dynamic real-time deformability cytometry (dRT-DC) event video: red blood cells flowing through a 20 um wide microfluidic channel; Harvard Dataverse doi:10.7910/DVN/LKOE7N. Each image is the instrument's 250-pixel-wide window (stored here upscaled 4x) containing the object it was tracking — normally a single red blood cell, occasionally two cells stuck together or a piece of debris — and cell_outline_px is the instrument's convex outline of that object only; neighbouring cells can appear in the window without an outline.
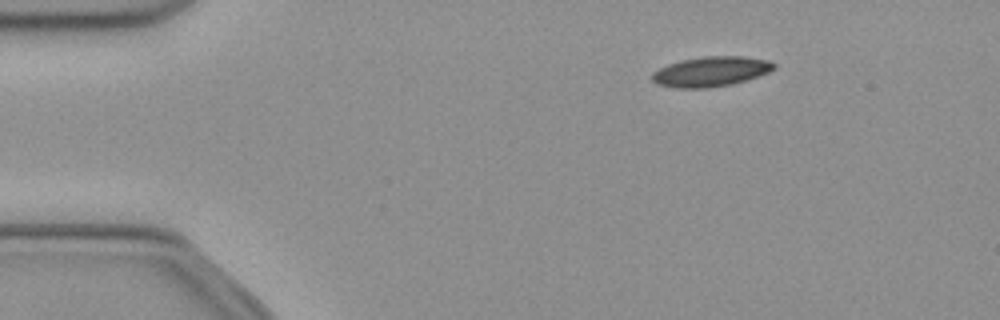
{"species": "common noctule bat (a hibernating species)", "species_latin": "Nyctalus noctula", "temperature_condition": "cold", "stored_images_in_passage": 45, "camera_frame_rate_fps": 3000, "um_per_image_px": 0.085, "animal": {"sex": "female", "body_mass_g": 21.9}, "frame": {"image": 1, "passage_image": 1, "time_ms": 0.0, "image_size_px": [1000, 320], "cell_outline_px": [[776, 68], [768, 72], [732, 84], [708, 88], [676, 88], [656, 84], [652, 80], [652, 72], [668, 64], [680, 60], [704, 56], [744, 56], [768, 60], [776, 64]], "centroid_in_image_um": [60.4, 6.08], "position_along_channel_um": 24.6, "area_um2": 21.27}}
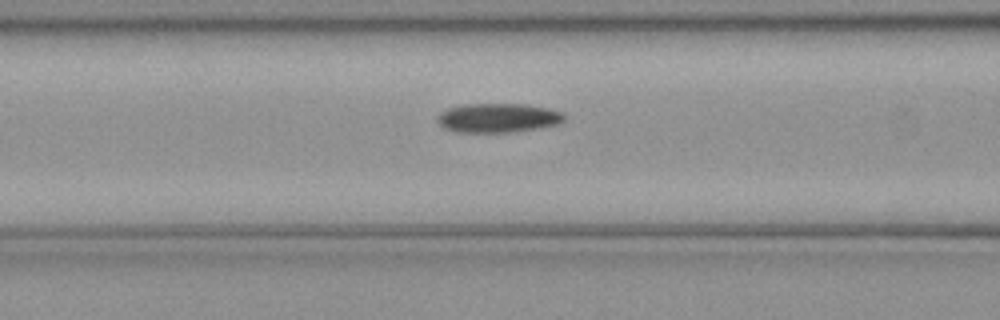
{"frame": {"image": 2, "passage_image": 14, "time_ms": 4.333, "image_size_px": [1000, 320], "cell_outline_px": [[564, 120], [556, 124], [540, 128], [516, 132], [456, 132], [444, 128], [436, 120], [436, 116], [440, 112], [448, 108], [464, 104], [524, 104], [548, 108], [564, 112]], "centroid_in_image_um": [42.31, 10.02], "position_along_channel_um": 124.3, "area_um2": 21.73}}
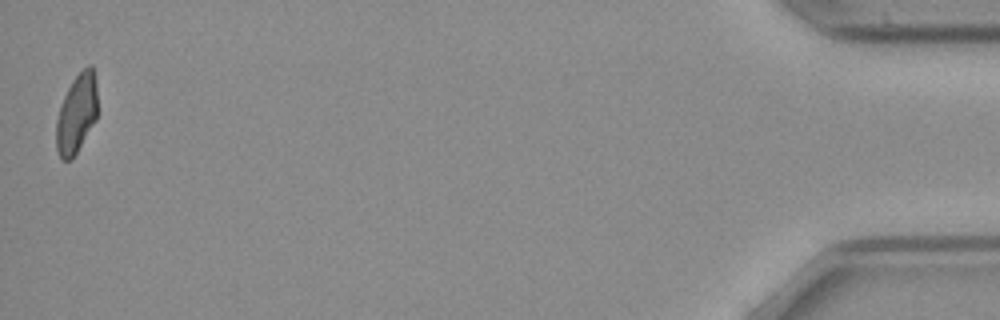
{"frame": {"image": 3, "passage_image": 45, "time_ms": 14.667, "image_size_px": [1000, 320], "cell_outline_px": [[96, 120], [72, 160], [64, 160], [60, 156], [56, 148], [56, 120], [64, 96], [72, 80], [88, 64], [92, 64], [96, 84]], "centroid_in_image_um": [6.51, 9.67], "position_along_channel_um": 428.7, "area_um2": 18.84}, "authors_computed_cell_mechanics": {"area_um2": 20.9814, "velocity_mm_per_s": 3.8958, "shape_relaxation_time_tau1_ms": 8.3604, "shape_relaxation_time_tau2_ms": 10.5471, "deformation_change_tau1": 0.178, "deformation_change_tau2": 0.1693}}